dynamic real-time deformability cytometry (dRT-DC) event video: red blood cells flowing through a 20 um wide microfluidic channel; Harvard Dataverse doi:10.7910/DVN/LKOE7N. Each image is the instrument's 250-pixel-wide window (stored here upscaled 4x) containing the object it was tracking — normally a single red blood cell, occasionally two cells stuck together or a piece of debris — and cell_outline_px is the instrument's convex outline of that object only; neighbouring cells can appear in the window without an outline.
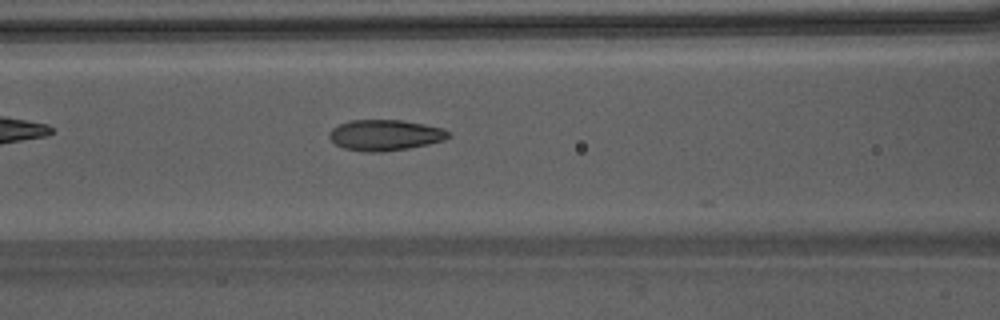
{"species": "Egyptian fruit bat (a non-hibernating species)", "species_latin": "Rousettus aegyptiacus", "temperature_condition": "warm", "stored_images_in_passage": 17, "camera_frame_rate_fps": 3000, "um_per_image_px": 0.085, "animal": {"sex": "male"}, "frame": {"image": 1, "passage_image": 7, "time_ms": 2.0, "image_size_px": [1000, 320], "cell_outline_px": [[452, 136], [444, 140], [428, 144], [408, 148], [384, 152], [364, 152], [344, 148], [336, 144], [328, 136], [328, 132], [332, 128], [348, 120], [400, 120], [424, 124], [444, 128]], "centroid_in_image_um": [32.73, 11.48], "position_along_channel_um": 133.9, "area_um2": 21.5}}
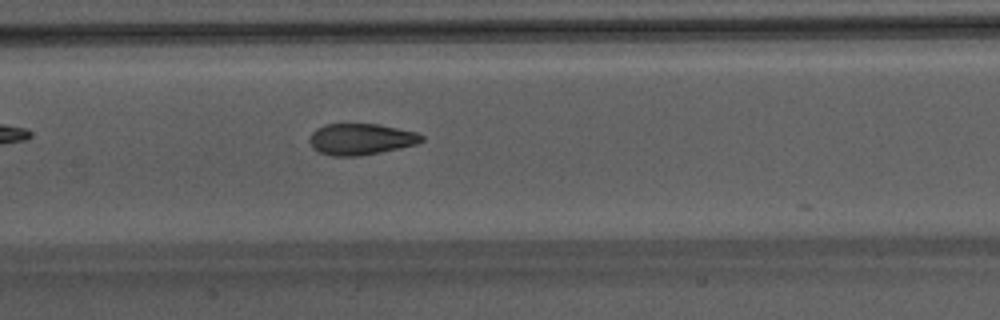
{"frame": {"image": 2, "passage_image": 10, "time_ms": 3.0, "image_size_px": [1000, 320], "cell_outline_px": [[424, 140], [416, 144], [380, 152], [360, 156], [332, 156], [320, 152], [312, 148], [308, 140], [312, 132], [316, 128], [324, 124], [380, 124], [416, 132], [424, 136]], "centroid_in_image_um": [30.65, 11.82], "position_along_channel_um": 176.8, "area_um2": 20.52}}
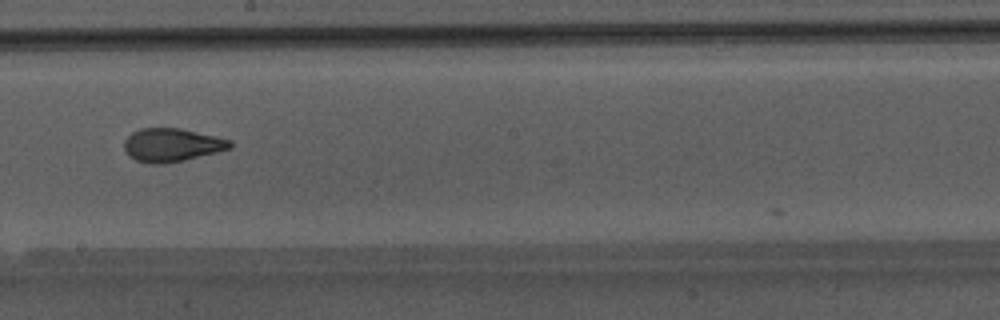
{"frame": {"image": 3, "passage_image": 14, "time_ms": 4.333, "image_size_px": [1000, 320], "cell_outline_px": [[232, 148], [184, 160], [164, 164], [152, 164], [136, 160], [128, 156], [124, 148], [124, 140], [132, 132], [140, 128], [180, 128], [232, 140]], "centroid_in_image_um": [14.58, 12.32], "position_along_channel_um": 233.6, "area_um2": 20.58}}